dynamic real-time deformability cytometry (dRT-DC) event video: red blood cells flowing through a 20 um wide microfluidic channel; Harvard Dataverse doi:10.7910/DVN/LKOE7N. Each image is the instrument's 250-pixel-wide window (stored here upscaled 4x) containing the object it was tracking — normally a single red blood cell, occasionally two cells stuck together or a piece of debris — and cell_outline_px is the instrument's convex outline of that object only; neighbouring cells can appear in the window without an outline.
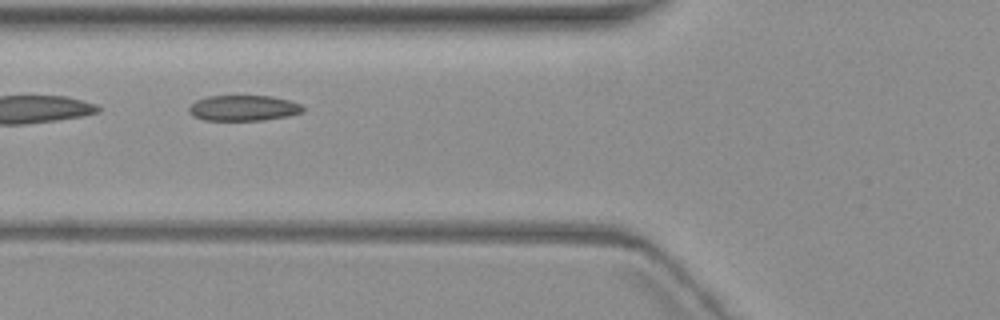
{"species": "common noctule bat (a hibernating species)", "species_latin": "Nyctalus noctula", "temperature_condition": "warm", "stored_images_in_passage": 6, "camera_frame_rate_fps": 3000, "um_per_image_px": 0.085, "animal": {"sex": "female", "body_mass_g": 19.3, "forearm_length_mm": 54.1}, "frame": {"image": 1, "passage_image": 5, "time_ms": 5.0, "image_size_px": [1000, 320], "cell_outline_px": [[304, 112], [288, 116], [264, 120], [204, 120], [188, 112], [188, 108], [196, 100], [208, 96], [272, 96], [288, 100], [300, 104], [304, 108]], "centroid_in_image_um": [20.71, 9.18], "position_along_channel_um": 105.1, "area_um2": 16.94}}